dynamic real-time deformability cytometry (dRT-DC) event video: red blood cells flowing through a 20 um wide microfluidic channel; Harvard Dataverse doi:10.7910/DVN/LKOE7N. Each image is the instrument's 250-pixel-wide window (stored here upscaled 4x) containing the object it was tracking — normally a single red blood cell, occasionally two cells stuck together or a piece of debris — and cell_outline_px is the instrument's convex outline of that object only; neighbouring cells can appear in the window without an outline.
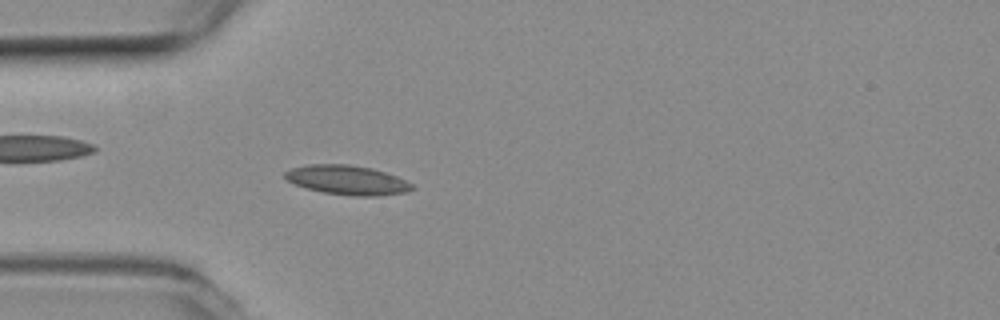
{"species": "common noctule bat (a hibernating species)", "species_latin": "Nyctalus noctula", "temperature_condition": "room temperature", "stored_images_in_passage": 5, "camera_frame_rate_fps": 3000, "um_per_image_px": 0.085, "animal": {"sex": "female", "body_mass_g": 19.3, "forearm_length_mm": 54.1}, "frame": {"image": 1, "passage_image": 5, "time_ms": 1.333, "image_size_px": [1000, 320], "cell_outline_px": [[416, 188], [408, 192], [376, 196], [352, 196], [324, 192], [308, 188], [296, 184], [288, 180], [284, 176], [284, 172], [292, 168], [304, 164], [348, 164], [372, 168], [396, 176], [412, 184]], "centroid_in_image_um": [29.53, 15.3], "position_along_channel_um": 55.5, "area_um2": 21.68}}